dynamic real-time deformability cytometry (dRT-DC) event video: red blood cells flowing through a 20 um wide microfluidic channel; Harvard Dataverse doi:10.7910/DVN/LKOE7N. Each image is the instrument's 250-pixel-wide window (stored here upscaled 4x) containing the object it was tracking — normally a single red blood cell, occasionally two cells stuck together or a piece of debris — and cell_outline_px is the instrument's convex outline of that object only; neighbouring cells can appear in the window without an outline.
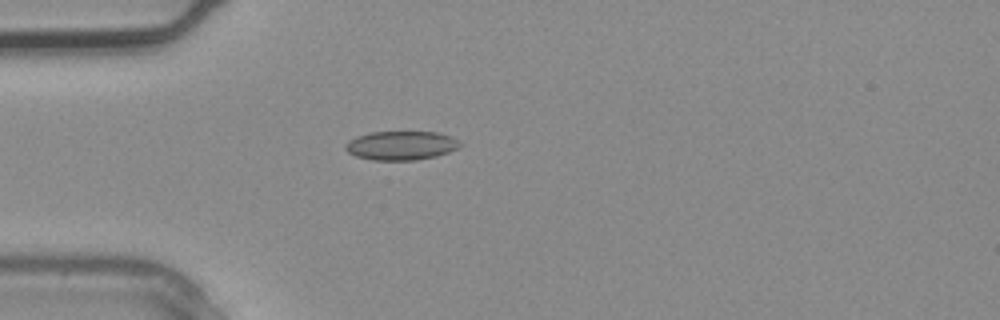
{"species": "common noctule bat (a hibernating species)", "species_latin": "Nyctalus noctula", "temperature_condition": "warm", "stored_images_in_passage": 1, "camera_frame_rate_fps": 3000, "um_per_image_px": 0.085, "animal": {"sex": "male", "body_mass_g": 20.4}, "frame": {"image": 1, "passage_image": 1, "time_ms": 0.0, "image_size_px": [1000, 320], "cell_outline_px": [[460, 148], [436, 156], [416, 160], [372, 160], [356, 156], [348, 152], [344, 148], [344, 144], [348, 140], [356, 136], [368, 132], [436, 132], [448, 136], [456, 140], [460, 144]], "centroid_in_image_um": [34.03, 12.37], "position_along_channel_um": 51.0, "area_um2": 19.31}}